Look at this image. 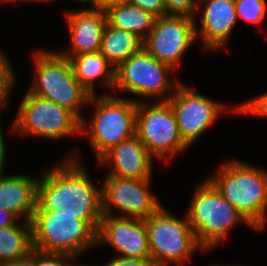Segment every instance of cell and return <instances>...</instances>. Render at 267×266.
I'll return each mask as SVG.
<instances>
[{
	"mask_svg": "<svg viewBox=\"0 0 267 266\" xmlns=\"http://www.w3.org/2000/svg\"><path fill=\"white\" fill-rule=\"evenodd\" d=\"M175 94L167 95L160 101H168L171 105L183 141L190 146L211 124L225 112V106L211 100L200 93L182 85L176 87Z\"/></svg>",
	"mask_w": 267,
	"mask_h": 266,
	"instance_id": "cell-12",
	"label": "cell"
},
{
	"mask_svg": "<svg viewBox=\"0 0 267 266\" xmlns=\"http://www.w3.org/2000/svg\"><path fill=\"white\" fill-rule=\"evenodd\" d=\"M104 266H153L151 258H131V257H120L108 261Z\"/></svg>",
	"mask_w": 267,
	"mask_h": 266,
	"instance_id": "cell-29",
	"label": "cell"
},
{
	"mask_svg": "<svg viewBox=\"0 0 267 266\" xmlns=\"http://www.w3.org/2000/svg\"><path fill=\"white\" fill-rule=\"evenodd\" d=\"M205 1L200 31L206 50H215L224 45L236 25L237 14L234 0Z\"/></svg>",
	"mask_w": 267,
	"mask_h": 266,
	"instance_id": "cell-17",
	"label": "cell"
},
{
	"mask_svg": "<svg viewBox=\"0 0 267 266\" xmlns=\"http://www.w3.org/2000/svg\"><path fill=\"white\" fill-rule=\"evenodd\" d=\"M34 59L37 71L29 91L72 111L82 121L80 108L88 105L91 95L75 78L68 58L60 52L39 50Z\"/></svg>",
	"mask_w": 267,
	"mask_h": 266,
	"instance_id": "cell-6",
	"label": "cell"
},
{
	"mask_svg": "<svg viewBox=\"0 0 267 266\" xmlns=\"http://www.w3.org/2000/svg\"><path fill=\"white\" fill-rule=\"evenodd\" d=\"M167 15L193 18L196 10L195 0H164Z\"/></svg>",
	"mask_w": 267,
	"mask_h": 266,
	"instance_id": "cell-26",
	"label": "cell"
},
{
	"mask_svg": "<svg viewBox=\"0 0 267 266\" xmlns=\"http://www.w3.org/2000/svg\"><path fill=\"white\" fill-rule=\"evenodd\" d=\"M18 109L12 130L19 134L52 139L81 134V120L72 111L29 90Z\"/></svg>",
	"mask_w": 267,
	"mask_h": 266,
	"instance_id": "cell-8",
	"label": "cell"
},
{
	"mask_svg": "<svg viewBox=\"0 0 267 266\" xmlns=\"http://www.w3.org/2000/svg\"><path fill=\"white\" fill-rule=\"evenodd\" d=\"M75 1H78V2H82V3H92V6L91 9H98V0H75Z\"/></svg>",
	"mask_w": 267,
	"mask_h": 266,
	"instance_id": "cell-34",
	"label": "cell"
},
{
	"mask_svg": "<svg viewBox=\"0 0 267 266\" xmlns=\"http://www.w3.org/2000/svg\"><path fill=\"white\" fill-rule=\"evenodd\" d=\"M0 266H32V250L21 259L0 262Z\"/></svg>",
	"mask_w": 267,
	"mask_h": 266,
	"instance_id": "cell-31",
	"label": "cell"
},
{
	"mask_svg": "<svg viewBox=\"0 0 267 266\" xmlns=\"http://www.w3.org/2000/svg\"><path fill=\"white\" fill-rule=\"evenodd\" d=\"M152 156L136 135L124 140L100 160L99 164H110L107 175L128 179H151Z\"/></svg>",
	"mask_w": 267,
	"mask_h": 266,
	"instance_id": "cell-15",
	"label": "cell"
},
{
	"mask_svg": "<svg viewBox=\"0 0 267 266\" xmlns=\"http://www.w3.org/2000/svg\"><path fill=\"white\" fill-rule=\"evenodd\" d=\"M25 228L18 224L0 227V262L18 260L30 254L32 247V224L25 221Z\"/></svg>",
	"mask_w": 267,
	"mask_h": 266,
	"instance_id": "cell-22",
	"label": "cell"
},
{
	"mask_svg": "<svg viewBox=\"0 0 267 266\" xmlns=\"http://www.w3.org/2000/svg\"><path fill=\"white\" fill-rule=\"evenodd\" d=\"M70 266H86V265H73L72 263H70Z\"/></svg>",
	"mask_w": 267,
	"mask_h": 266,
	"instance_id": "cell-36",
	"label": "cell"
},
{
	"mask_svg": "<svg viewBox=\"0 0 267 266\" xmlns=\"http://www.w3.org/2000/svg\"><path fill=\"white\" fill-rule=\"evenodd\" d=\"M95 101L96 110L90 127L82 119L81 133H87L99 161L113 147L135 135L138 100L104 94L100 98L90 96L88 103L92 105Z\"/></svg>",
	"mask_w": 267,
	"mask_h": 266,
	"instance_id": "cell-5",
	"label": "cell"
},
{
	"mask_svg": "<svg viewBox=\"0 0 267 266\" xmlns=\"http://www.w3.org/2000/svg\"><path fill=\"white\" fill-rule=\"evenodd\" d=\"M107 23L139 36L143 41L153 29L156 17L131 4L114 5L105 10Z\"/></svg>",
	"mask_w": 267,
	"mask_h": 266,
	"instance_id": "cell-21",
	"label": "cell"
},
{
	"mask_svg": "<svg viewBox=\"0 0 267 266\" xmlns=\"http://www.w3.org/2000/svg\"><path fill=\"white\" fill-rule=\"evenodd\" d=\"M7 59L5 54L0 51V108L6 107L8 93L16 83L15 75Z\"/></svg>",
	"mask_w": 267,
	"mask_h": 266,
	"instance_id": "cell-24",
	"label": "cell"
},
{
	"mask_svg": "<svg viewBox=\"0 0 267 266\" xmlns=\"http://www.w3.org/2000/svg\"><path fill=\"white\" fill-rule=\"evenodd\" d=\"M172 70L171 66L159 62L142 48L115 68L114 87L144 98H161L180 83L172 84L166 75Z\"/></svg>",
	"mask_w": 267,
	"mask_h": 266,
	"instance_id": "cell-10",
	"label": "cell"
},
{
	"mask_svg": "<svg viewBox=\"0 0 267 266\" xmlns=\"http://www.w3.org/2000/svg\"><path fill=\"white\" fill-rule=\"evenodd\" d=\"M128 4L142 8L156 18L167 15L164 0H129Z\"/></svg>",
	"mask_w": 267,
	"mask_h": 266,
	"instance_id": "cell-28",
	"label": "cell"
},
{
	"mask_svg": "<svg viewBox=\"0 0 267 266\" xmlns=\"http://www.w3.org/2000/svg\"><path fill=\"white\" fill-rule=\"evenodd\" d=\"M72 48L70 53L61 52L69 58L83 53L98 52L101 49L102 34L107 24L103 9H80L66 15Z\"/></svg>",
	"mask_w": 267,
	"mask_h": 266,
	"instance_id": "cell-16",
	"label": "cell"
},
{
	"mask_svg": "<svg viewBox=\"0 0 267 266\" xmlns=\"http://www.w3.org/2000/svg\"><path fill=\"white\" fill-rule=\"evenodd\" d=\"M143 48V40L134 33L109 25L102 34L100 52L117 68L122 62Z\"/></svg>",
	"mask_w": 267,
	"mask_h": 266,
	"instance_id": "cell-20",
	"label": "cell"
},
{
	"mask_svg": "<svg viewBox=\"0 0 267 266\" xmlns=\"http://www.w3.org/2000/svg\"><path fill=\"white\" fill-rule=\"evenodd\" d=\"M5 142L3 139V134H2V129H1V122H0V174L3 172L5 169V152H6V147H5Z\"/></svg>",
	"mask_w": 267,
	"mask_h": 266,
	"instance_id": "cell-33",
	"label": "cell"
},
{
	"mask_svg": "<svg viewBox=\"0 0 267 266\" xmlns=\"http://www.w3.org/2000/svg\"><path fill=\"white\" fill-rule=\"evenodd\" d=\"M150 181L107 175L102 187L104 215L113 216V208L122 211L123 215L118 217L145 220L155 214L162 205L149 193Z\"/></svg>",
	"mask_w": 267,
	"mask_h": 266,
	"instance_id": "cell-13",
	"label": "cell"
},
{
	"mask_svg": "<svg viewBox=\"0 0 267 266\" xmlns=\"http://www.w3.org/2000/svg\"><path fill=\"white\" fill-rule=\"evenodd\" d=\"M209 181L254 227L265 226L267 211V172L245 162L231 160L223 164Z\"/></svg>",
	"mask_w": 267,
	"mask_h": 266,
	"instance_id": "cell-2",
	"label": "cell"
},
{
	"mask_svg": "<svg viewBox=\"0 0 267 266\" xmlns=\"http://www.w3.org/2000/svg\"><path fill=\"white\" fill-rule=\"evenodd\" d=\"M105 243L119 251L120 257L151 258L145 220L103 215L96 247Z\"/></svg>",
	"mask_w": 267,
	"mask_h": 266,
	"instance_id": "cell-14",
	"label": "cell"
},
{
	"mask_svg": "<svg viewBox=\"0 0 267 266\" xmlns=\"http://www.w3.org/2000/svg\"><path fill=\"white\" fill-rule=\"evenodd\" d=\"M8 1L10 2L11 0H8ZM12 1H15V0H12ZM17 1H18V0H17ZM24 1H25V0H24ZM27 1H32V0H27ZM33 1H34V2H35V1H37V2H39V1H40V2H41V1L45 2V1H46V2H47V1H50V0H33Z\"/></svg>",
	"mask_w": 267,
	"mask_h": 266,
	"instance_id": "cell-35",
	"label": "cell"
},
{
	"mask_svg": "<svg viewBox=\"0 0 267 266\" xmlns=\"http://www.w3.org/2000/svg\"><path fill=\"white\" fill-rule=\"evenodd\" d=\"M234 112L254 114L257 116L267 117V92L244 102L237 108L232 109Z\"/></svg>",
	"mask_w": 267,
	"mask_h": 266,
	"instance_id": "cell-27",
	"label": "cell"
},
{
	"mask_svg": "<svg viewBox=\"0 0 267 266\" xmlns=\"http://www.w3.org/2000/svg\"><path fill=\"white\" fill-rule=\"evenodd\" d=\"M186 214L204 251L223 241L229 230L241 221L254 228L208 179L195 190Z\"/></svg>",
	"mask_w": 267,
	"mask_h": 266,
	"instance_id": "cell-4",
	"label": "cell"
},
{
	"mask_svg": "<svg viewBox=\"0 0 267 266\" xmlns=\"http://www.w3.org/2000/svg\"><path fill=\"white\" fill-rule=\"evenodd\" d=\"M129 0H98V8L104 11L114 5L128 4Z\"/></svg>",
	"mask_w": 267,
	"mask_h": 266,
	"instance_id": "cell-32",
	"label": "cell"
},
{
	"mask_svg": "<svg viewBox=\"0 0 267 266\" xmlns=\"http://www.w3.org/2000/svg\"><path fill=\"white\" fill-rule=\"evenodd\" d=\"M68 60L75 78L91 96L95 95L94 82L97 78H102L99 84L104 82L115 88V68L100 51L78 54L69 57Z\"/></svg>",
	"mask_w": 267,
	"mask_h": 266,
	"instance_id": "cell-19",
	"label": "cell"
},
{
	"mask_svg": "<svg viewBox=\"0 0 267 266\" xmlns=\"http://www.w3.org/2000/svg\"><path fill=\"white\" fill-rule=\"evenodd\" d=\"M195 25V18L186 16L156 18L153 29L143 41V48L159 62L174 69L200 34Z\"/></svg>",
	"mask_w": 267,
	"mask_h": 266,
	"instance_id": "cell-11",
	"label": "cell"
},
{
	"mask_svg": "<svg viewBox=\"0 0 267 266\" xmlns=\"http://www.w3.org/2000/svg\"><path fill=\"white\" fill-rule=\"evenodd\" d=\"M163 206L145 219L148 241L153 266H167L169 262L182 266L183 262L197 248L196 237L190 223L169 214Z\"/></svg>",
	"mask_w": 267,
	"mask_h": 266,
	"instance_id": "cell-7",
	"label": "cell"
},
{
	"mask_svg": "<svg viewBox=\"0 0 267 266\" xmlns=\"http://www.w3.org/2000/svg\"><path fill=\"white\" fill-rule=\"evenodd\" d=\"M18 217L10 211L0 209V227L13 226Z\"/></svg>",
	"mask_w": 267,
	"mask_h": 266,
	"instance_id": "cell-30",
	"label": "cell"
},
{
	"mask_svg": "<svg viewBox=\"0 0 267 266\" xmlns=\"http://www.w3.org/2000/svg\"><path fill=\"white\" fill-rule=\"evenodd\" d=\"M32 247L73 259L96 245V231L76 215L45 210L38 202L31 220Z\"/></svg>",
	"mask_w": 267,
	"mask_h": 266,
	"instance_id": "cell-3",
	"label": "cell"
},
{
	"mask_svg": "<svg viewBox=\"0 0 267 266\" xmlns=\"http://www.w3.org/2000/svg\"><path fill=\"white\" fill-rule=\"evenodd\" d=\"M0 174V209L17 217L32 220L38 197L39 178L27 175L3 176Z\"/></svg>",
	"mask_w": 267,
	"mask_h": 266,
	"instance_id": "cell-18",
	"label": "cell"
},
{
	"mask_svg": "<svg viewBox=\"0 0 267 266\" xmlns=\"http://www.w3.org/2000/svg\"><path fill=\"white\" fill-rule=\"evenodd\" d=\"M237 19L250 23H260L266 14L267 3L265 0H234Z\"/></svg>",
	"mask_w": 267,
	"mask_h": 266,
	"instance_id": "cell-23",
	"label": "cell"
},
{
	"mask_svg": "<svg viewBox=\"0 0 267 266\" xmlns=\"http://www.w3.org/2000/svg\"><path fill=\"white\" fill-rule=\"evenodd\" d=\"M137 101L135 135L148 153L158 158H173L188 145L183 141L175 113L168 101H158L147 108Z\"/></svg>",
	"mask_w": 267,
	"mask_h": 266,
	"instance_id": "cell-9",
	"label": "cell"
},
{
	"mask_svg": "<svg viewBox=\"0 0 267 266\" xmlns=\"http://www.w3.org/2000/svg\"><path fill=\"white\" fill-rule=\"evenodd\" d=\"M78 156L66 157L44 173L37 202L47 211L76 215L97 232L104 215L102 189L92 183Z\"/></svg>",
	"mask_w": 267,
	"mask_h": 266,
	"instance_id": "cell-1",
	"label": "cell"
},
{
	"mask_svg": "<svg viewBox=\"0 0 267 266\" xmlns=\"http://www.w3.org/2000/svg\"><path fill=\"white\" fill-rule=\"evenodd\" d=\"M74 259L63 254L45 253L32 249V266H70Z\"/></svg>",
	"mask_w": 267,
	"mask_h": 266,
	"instance_id": "cell-25",
	"label": "cell"
}]
</instances>
